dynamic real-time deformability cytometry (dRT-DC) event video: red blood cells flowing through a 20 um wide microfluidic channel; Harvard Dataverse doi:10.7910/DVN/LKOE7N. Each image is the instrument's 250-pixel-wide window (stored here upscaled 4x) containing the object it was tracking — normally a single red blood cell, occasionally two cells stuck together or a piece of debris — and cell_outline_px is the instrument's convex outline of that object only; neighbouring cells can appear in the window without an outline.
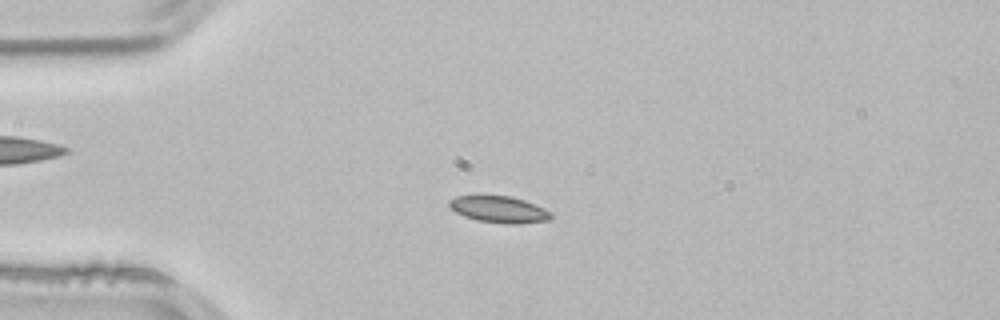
{"species": "common noctule bat (a hibernating species)", "species_latin": "Nyctalus noctula", "temperature_condition": "room temperature", "stored_images_in_passage": 2, "camera_frame_rate_fps": 3000, "um_per_image_px": 0.085, "animal": {"sex": "male", "body_mass_g": 21.5, "forearm_length_mm": 52.0}, "frame": {"image": 1, "passage_image": 2, "time_ms": 0.333, "image_size_px": [1000, 320], "cell_outline_px": [[552, 220], [520, 224], [508, 224], [476, 220], [464, 216], [456, 212], [448, 204], [448, 200], [456, 196], [512, 196], [524, 200], [544, 208], [552, 212]], "centroid_in_image_um": [42.46, 17.81], "position_along_channel_um": 42.5, "area_um2": 15.84}}